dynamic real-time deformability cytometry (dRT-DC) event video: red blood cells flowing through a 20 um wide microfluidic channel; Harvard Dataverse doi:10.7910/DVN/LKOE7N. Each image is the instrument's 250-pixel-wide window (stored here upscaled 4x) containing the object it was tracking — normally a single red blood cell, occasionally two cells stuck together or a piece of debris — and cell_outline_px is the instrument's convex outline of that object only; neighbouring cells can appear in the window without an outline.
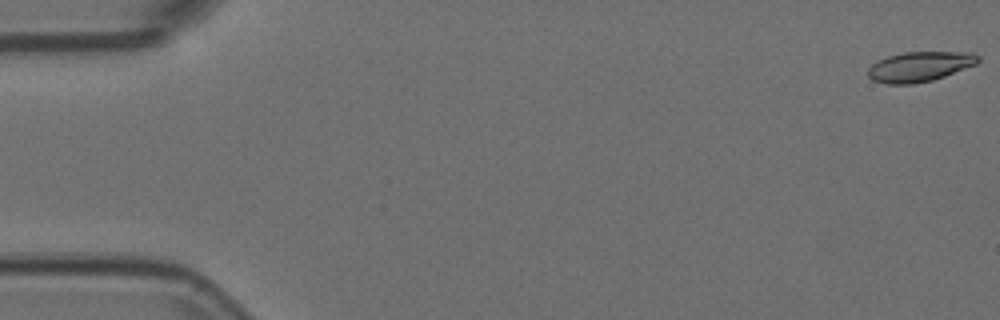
{"species": "Egyptian fruit bat (a non-hibernating species)", "species_latin": "Rousettus aegyptiacus", "temperature_condition": "room temperature", "stored_images_in_passage": 55, "camera_frame_rate_fps": 3000, "um_per_image_px": 0.085, "animal": {"sex": "female"}, "frame": {"image": 1, "passage_image": 1, "time_ms": 0.0, "image_size_px": [1000, 320], "cell_outline_px": [[980, 60], [976, 64], [944, 76], [932, 80], [912, 84], [884, 84], [872, 80], [868, 76], [868, 68], [872, 64], [888, 56], [904, 52], [972, 52], [980, 56]], "centroid_in_image_um": [78.17, 5.66], "position_along_channel_um": 6.8, "area_um2": 19.19}}
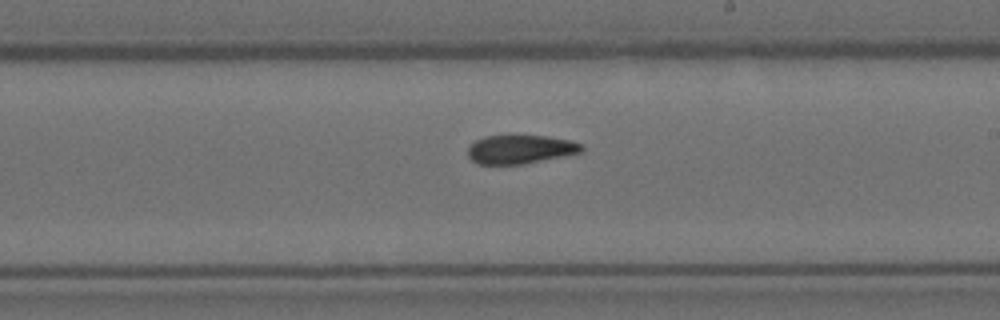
{"frame": {"image": 2, "passage_image": 32, "time_ms": 10.333, "image_size_px": [1000, 320], "cell_outline_px": [[584, 148], [580, 152], [524, 164], [476, 164], [468, 156], [468, 148], [476, 140], [484, 136], [548, 136], [572, 140], [584, 144]], "centroid_in_image_um": [44.24, 12.69], "position_along_channel_um": 244.8, "area_um2": 18.96}}
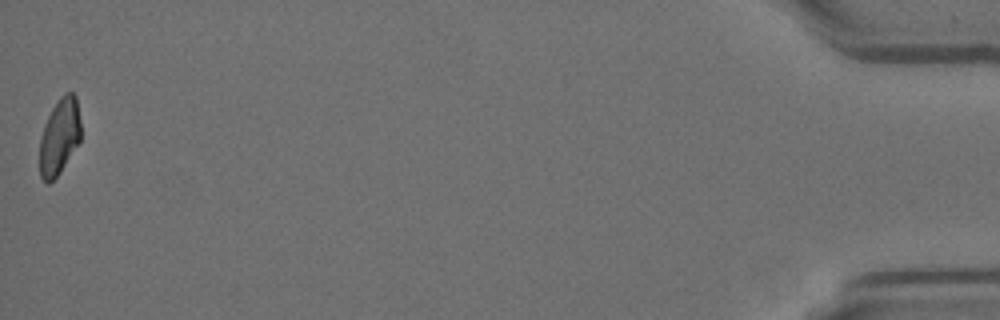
{"frame": {"image": 3, "passage_image": 55, "time_ms": 18.0, "image_size_px": [1000, 320], "cell_outline_px": [[80, 140], [60, 172], [48, 184], [40, 176], [40, 136], [44, 124], [52, 108], [60, 96], [64, 92], [72, 92], [76, 96], [80, 120]], "centroid_in_image_um": [5.05, 11.57], "position_along_channel_um": 430.2, "area_um2": 18.15}, "authors_computed_cell_mechanics": {"area_um2": 19.8832, "velocity_mm_per_s": 3.7044, "shape_relaxation_time_tau1_ms": null, "shape_relaxation_time_tau2_ms": 2.8993, "deformation_change_tau1": null, "deformation_change_tau2": 0.0917}}